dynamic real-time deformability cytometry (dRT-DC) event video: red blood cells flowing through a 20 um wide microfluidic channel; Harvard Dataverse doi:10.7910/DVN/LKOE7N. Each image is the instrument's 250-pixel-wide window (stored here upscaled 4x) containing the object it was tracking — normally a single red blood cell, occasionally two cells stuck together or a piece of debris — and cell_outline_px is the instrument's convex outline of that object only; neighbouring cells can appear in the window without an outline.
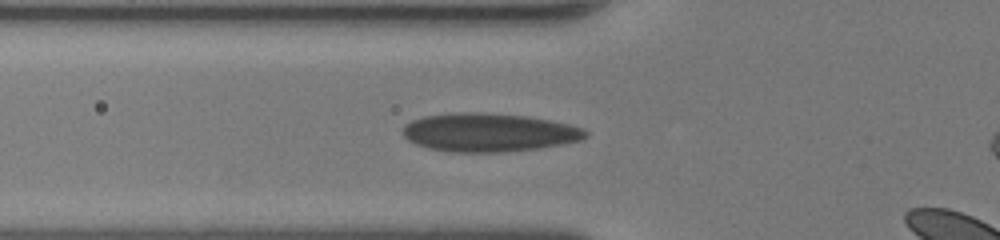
{"species": "human", "species_latin": "Homo sapiens", "temperature_condition": "room temperature", "stored_images_in_passage": 28, "camera_frame_rate_fps": 3000, "um_per_image_px": 0.085, "donor": {"sex": "female"}, "frame": {"image": 1, "passage_image": 2, "time_ms": 0.333, "image_size_px": [1000, 240], "cell_outline_px": [[588, 136], [580, 140], [564, 144], [540, 148], [508, 152], [448, 152], [428, 148], [416, 144], [408, 140], [404, 136], [404, 124], [412, 120], [424, 116], [460, 112], [484, 112], [528, 116], [552, 120], [584, 128], [588, 132]], "centroid_in_image_um": [41.58, 11.26], "position_along_channel_um": 84.2, "area_um2": 41.33}}
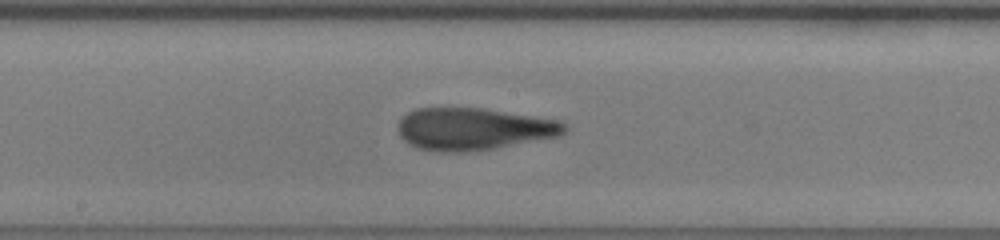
{"frame": {"image": 2, "passage_image": 11, "time_ms": 3.333, "image_size_px": [1000, 240], "cell_outline_px": [[568, 128], [560, 136], [492, 148], [460, 152], [444, 152], [416, 148], [408, 144], [400, 136], [400, 120], [408, 112], [416, 108], [480, 108], [556, 120], [564, 124]], "centroid_in_image_um": [40.21, 10.96], "position_along_channel_um": 208.0, "area_um2": 40.23}}
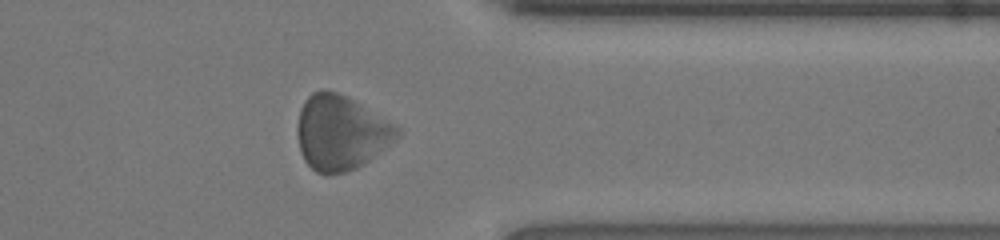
{"frame": {"image": 3, "passage_image": 24, "time_ms": 7.667, "image_size_px": [1000, 240], "cell_outline_px": [[400, 136], [364, 164], [356, 168], [344, 172], [316, 172], [304, 160], [300, 152], [296, 136], [296, 128], [300, 108], [304, 100], [312, 92], [320, 88], [324, 88], [336, 92], [352, 100], [400, 128]], "centroid_in_image_um": [28.91, 11.26], "position_along_channel_um": 382.5, "area_um2": 43.06}}